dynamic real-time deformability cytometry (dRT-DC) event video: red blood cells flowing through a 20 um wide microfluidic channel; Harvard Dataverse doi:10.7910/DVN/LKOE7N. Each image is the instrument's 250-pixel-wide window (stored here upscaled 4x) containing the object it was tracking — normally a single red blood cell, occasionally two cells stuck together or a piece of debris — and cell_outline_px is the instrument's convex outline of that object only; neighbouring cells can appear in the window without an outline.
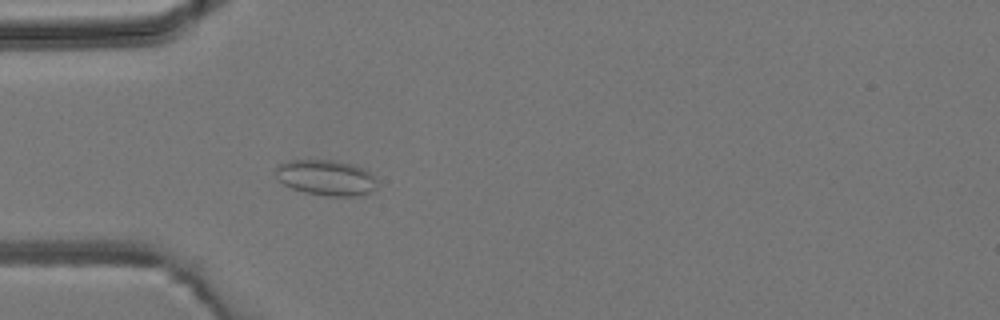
{"species": "common noctule bat (a hibernating species)", "species_latin": "Nyctalus noctula", "temperature_condition": "room temperature", "stored_images_in_passage": 1, "camera_frame_rate_fps": 3000, "um_per_image_px": 0.085, "animal": {"sex": "male", "body_mass_g": 19.2, "forearm_length_mm": 51.8}, "frame": {"image": 1, "passage_image": 1, "time_ms": 0.0, "image_size_px": [1000, 320], "cell_outline_px": [[376, 188], [360, 196], [328, 196], [304, 192], [292, 188], [284, 184], [276, 176], [276, 168], [280, 164], [288, 160], [332, 160], [352, 164], [364, 168], [372, 176]], "centroid_in_image_um": [27.69, 15.1], "position_along_channel_um": 57.3, "area_um2": 20.75}}